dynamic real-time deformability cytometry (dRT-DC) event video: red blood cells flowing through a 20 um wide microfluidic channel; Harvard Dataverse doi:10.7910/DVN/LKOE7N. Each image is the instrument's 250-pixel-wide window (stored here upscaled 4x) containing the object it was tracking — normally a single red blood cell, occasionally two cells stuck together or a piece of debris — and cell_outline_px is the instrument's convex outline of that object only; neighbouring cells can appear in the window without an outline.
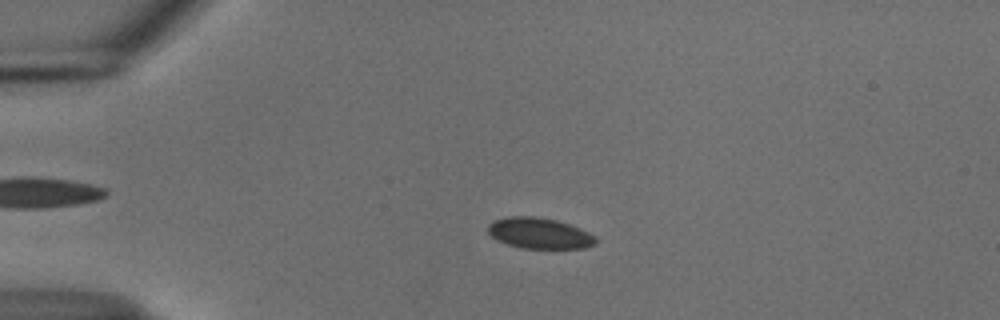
{"species": "common noctule bat (a hibernating species)", "species_latin": "Nyctalus noctula", "temperature_condition": "cold", "stored_images_in_passage": 54, "camera_frame_rate_fps": 3000, "um_per_image_px": 0.085, "animal": {"sex": "male", "body_mass_g": 18.8}, "frame": {"image": 1, "passage_image": 13, "time_ms": 4.0, "image_size_px": [1000, 320], "cell_outline_px": [[596, 244], [584, 248], [520, 248], [496, 240], [488, 232], [488, 224], [492, 220], [508, 216], [536, 216], [556, 220], [580, 228], [596, 236]], "centroid_in_image_um": [45.83, 19.82], "position_along_channel_um": 39.2, "area_um2": 19.48}}
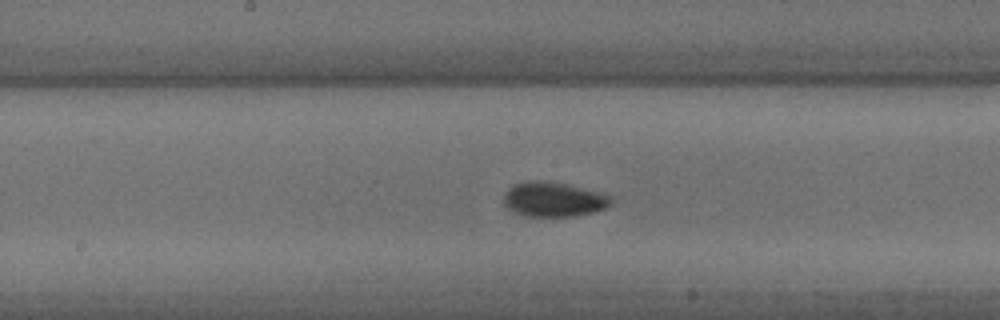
{"frame": {"image": 2, "passage_image": 29, "time_ms": 9.333, "image_size_px": [1000, 320], "cell_outline_px": [[612, 200], [604, 208], [596, 212], [576, 216], [524, 216], [512, 212], [504, 204], [504, 196], [508, 188], [516, 184], [528, 180], [540, 180], [564, 184], [596, 192], [608, 196]], "centroid_in_image_um": [46.98, 16.96], "position_along_channel_um": 201.2, "area_um2": 21.33}}
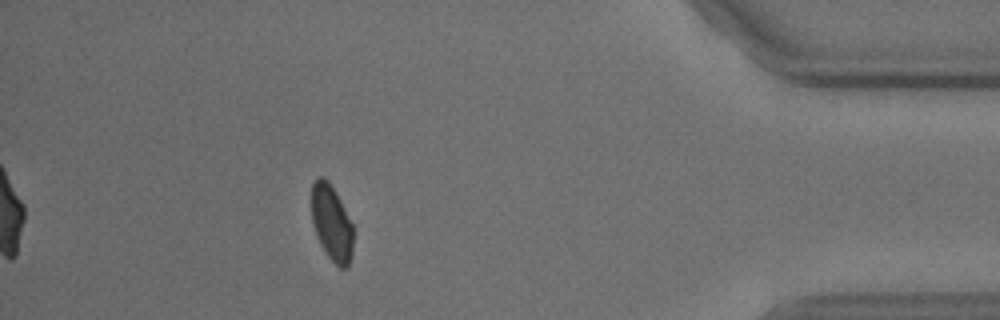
{"frame": {"image": 3, "passage_image": 49, "time_ms": 16.0, "image_size_px": [1000, 320], "cell_outline_px": [[352, 256], [348, 268], [340, 268], [328, 256], [320, 244], [316, 236], [312, 220], [312, 184], [316, 176], [324, 176], [328, 180], [340, 200], [352, 224]], "centroid_in_image_um": [28.18, 18.94], "position_along_channel_um": 407.0, "area_um2": 18.38}, "authors_computed_cell_mechanics": {"area_um2": 20.1433, "velocity_mm_per_s": 3.7322, "shape_relaxation_time_tau1_ms": 5.1224, "shape_relaxation_time_tau2_ms": null, "deformation_change_tau1": 0.065, "deformation_change_tau2": null}}